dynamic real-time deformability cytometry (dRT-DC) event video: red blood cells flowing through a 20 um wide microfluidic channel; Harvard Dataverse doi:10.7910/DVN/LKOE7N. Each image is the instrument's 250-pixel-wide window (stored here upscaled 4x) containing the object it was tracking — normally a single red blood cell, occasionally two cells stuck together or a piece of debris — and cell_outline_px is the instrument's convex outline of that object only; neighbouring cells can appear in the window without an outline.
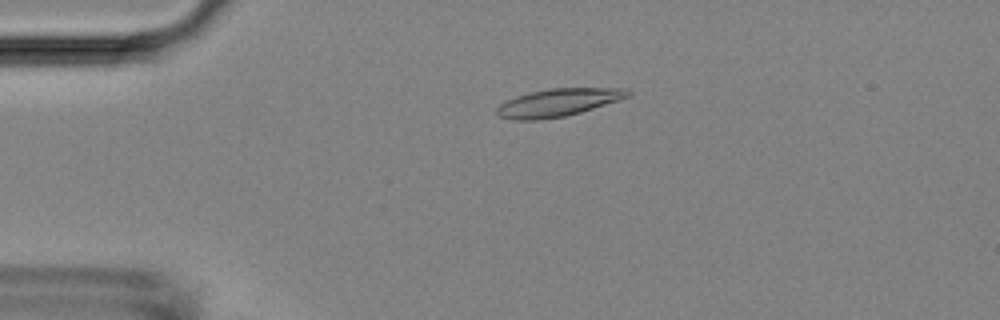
{"species": "Egyptian fruit bat (a non-hibernating species)", "species_latin": "Rousettus aegyptiacus", "temperature_condition": "room temperature", "stored_images_in_passage": 4, "camera_frame_rate_fps": 3000, "um_per_image_px": 0.085, "animal": {"sex": "female"}, "frame": {"image": 1, "passage_image": 3, "time_ms": 3.0, "image_size_px": [1000, 320], "cell_outline_px": [[632, 96], [620, 100], [580, 112], [564, 116], [540, 120], [512, 120], [500, 116], [496, 112], [496, 108], [500, 104], [516, 96], [532, 92], [552, 88], [628, 88], [632, 92]], "centroid_in_image_um": [47.49, 8.71], "position_along_channel_um": 37.5, "area_um2": 21.15}}